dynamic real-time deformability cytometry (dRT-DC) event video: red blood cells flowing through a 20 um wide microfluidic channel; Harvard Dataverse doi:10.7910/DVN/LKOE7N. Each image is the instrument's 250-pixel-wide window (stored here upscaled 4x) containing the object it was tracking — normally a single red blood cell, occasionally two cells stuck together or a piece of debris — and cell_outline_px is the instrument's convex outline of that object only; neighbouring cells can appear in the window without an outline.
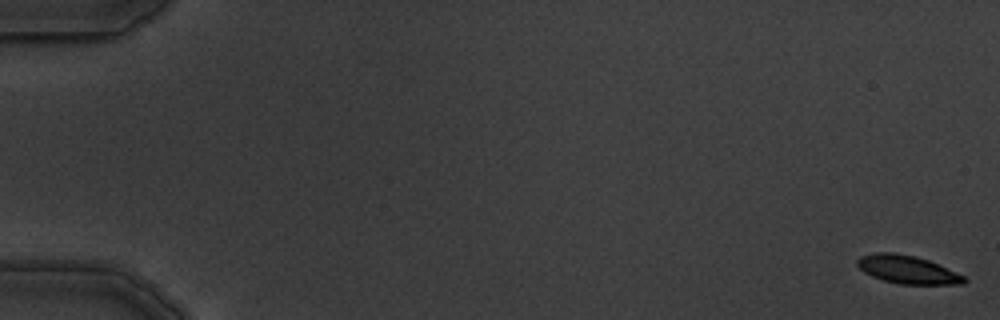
{"species": "common noctule bat (a hibernating species)", "species_latin": "Nyctalus noctula", "temperature_condition": "warm", "stored_images_in_passage": 6, "camera_frame_rate_fps": 3000, "um_per_image_px": 0.085, "animal": {"sex": "male", "body_mass_g": 19.5, "forearm_length_mm": 54.6}, "frame": {"image": 1, "passage_image": 1, "time_ms": 0.0, "image_size_px": [1000, 320], "cell_outline_px": [[968, 280], [964, 284], [900, 284], [884, 280], [872, 276], [864, 272], [856, 264], [856, 260], [860, 256], [876, 252], [892, 252], [912, 256], [928, 260], [956, 272], [964, 276]], "centroid_in_image_um": [77.12, 22.91], "position_along_channel_um": 7.9, "area_um2": 17.34}}